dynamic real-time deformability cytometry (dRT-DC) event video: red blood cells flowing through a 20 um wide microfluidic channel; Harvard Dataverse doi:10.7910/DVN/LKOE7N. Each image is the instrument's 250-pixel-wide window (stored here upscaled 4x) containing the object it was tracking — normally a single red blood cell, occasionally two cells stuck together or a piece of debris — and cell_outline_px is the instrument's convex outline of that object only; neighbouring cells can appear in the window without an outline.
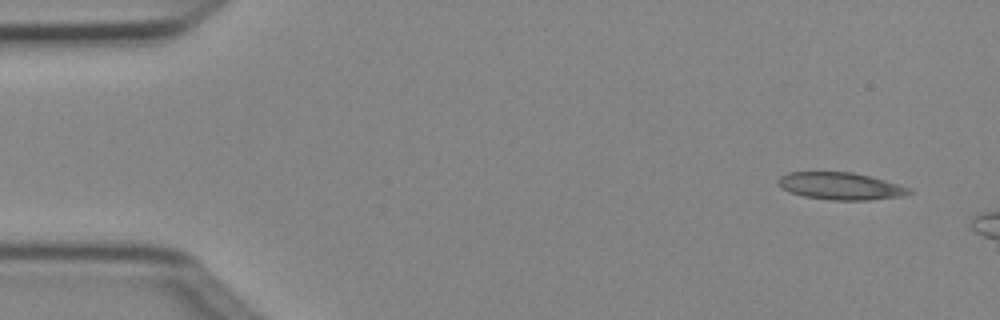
{"species": "Egyptian fruit bat (a non-hibernating species)", "species_latin": "Rousettus aegyptiacus", "temperature_condition": "cold", "stored_images_in_passage": 2, "camera_frame_rate_fps": 3000, "um_per_image_px": 0.085, "animal": {"sex": "female"}, "frame": {"image": 1, "passage_image": 1, "time_ms": 0.0, "image_size_px": [1000, 320], "cell_outline_px": [[916, 192], [904, 196], [868, 200], [832, 200], [804, 196], [780, 188], [776, 184], [776, 180], [780, 176], [788, 172], [852, 172], [872, 176], [912, 188]], "centroid_in_image_um": [71.49, 15.81], "position_along_channel_um": 13.5, "area_um2": 21.1}}